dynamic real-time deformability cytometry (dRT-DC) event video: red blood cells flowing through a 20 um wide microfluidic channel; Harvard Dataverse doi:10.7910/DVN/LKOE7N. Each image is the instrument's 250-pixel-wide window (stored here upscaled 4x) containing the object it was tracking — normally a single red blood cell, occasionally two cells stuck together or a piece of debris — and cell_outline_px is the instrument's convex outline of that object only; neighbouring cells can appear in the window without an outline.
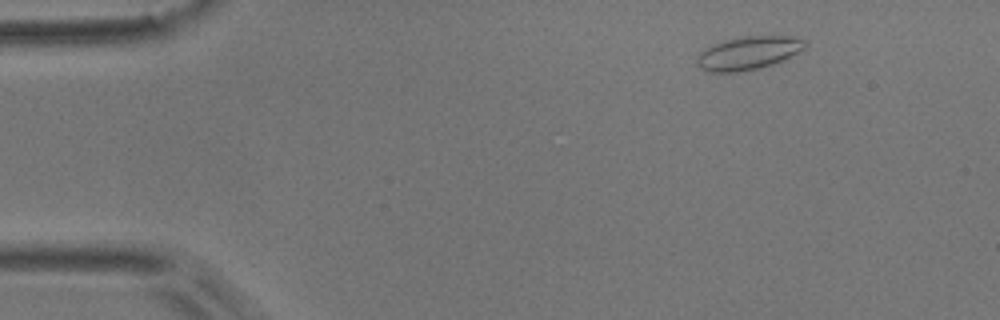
{"species": "common noctule bat (a hibernating species)", "species_latin": "Nyctalus noctula", "temperature_condition": "room temperature", "stored_images_in_passage": 4, "camera_frame_rate_fps": 3000, "um_per_image_px": 0.085, "animal": {"sex": "male", "body_mass_g": 17.9}, "frame": {"image": 1, "passage_image": 2, "time_ms": 0.333, "image_size_px": [1000, 320], "cell_outline_px": [[808, 44], [804, 48], [784, 60], [776, 64], [736, 72], [708, 72], [700, 68], [696, 64], [696, 56], [704, 48], [724, 40], [744, 36], [792, 36], [804, 40]], "centroid_in_image_um": [63.58, 4.51], "position_along_channel_um": 21.4, "area_um2": 21.04}}